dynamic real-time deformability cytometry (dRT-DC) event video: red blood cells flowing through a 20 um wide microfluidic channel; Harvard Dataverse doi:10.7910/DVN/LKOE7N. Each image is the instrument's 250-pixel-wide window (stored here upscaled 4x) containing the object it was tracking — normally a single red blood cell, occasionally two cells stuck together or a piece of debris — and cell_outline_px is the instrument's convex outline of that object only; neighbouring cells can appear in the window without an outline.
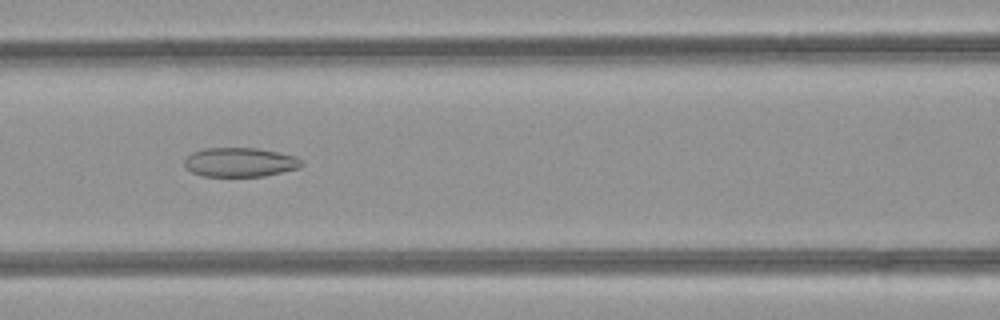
{"species": "common noctule bat (a hibernating species)", "species_latin": "Nyctalus noctula", "temperature_condition": "room temperature", "stored_images_in_passage": 42, "camera_frame_rate_fps": 3000, "um_per_image_px": 0.085, "animal": {"sex": "female", "body_mass_g": 21.9}, "frame": {"image": 1, "passage_image": 15, "time_ms": 4.667, "image_size_px": [1000, 320], "cell_outline_px": [[304, 164], [300, 168], [264, 176], [200, 176], [192, 172], [184, 164], [184, 160], [192, 152], [204, 148], [256, 148], [296, 156]], "centroid_in_image_um": [20.4, 13.79], "position_along_channel_um": 146.2, "area_um2": 19.88}}
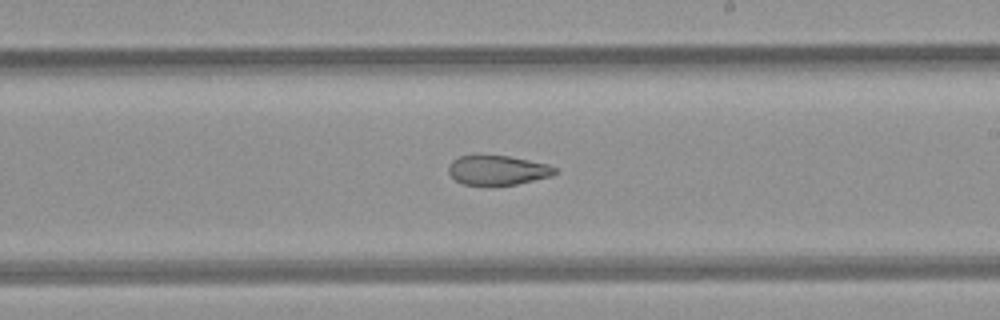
{"frame": {"image": 2, "passage_image": 22, "time_ms": 7.0, "image_size_px": [1000, 320], "cell_outline_px": [[556, 172], [552, 176], [516, 184], [464, 184], [456, 180], [448, 172], [448, 164], [452, 160], [460, 156], [508, 156], [548, 164], [556, 168]], "centroid_in_image_um": [42.3, 14.46], "position_along_channel_um": 246.7, "area_um2": 17.92}}
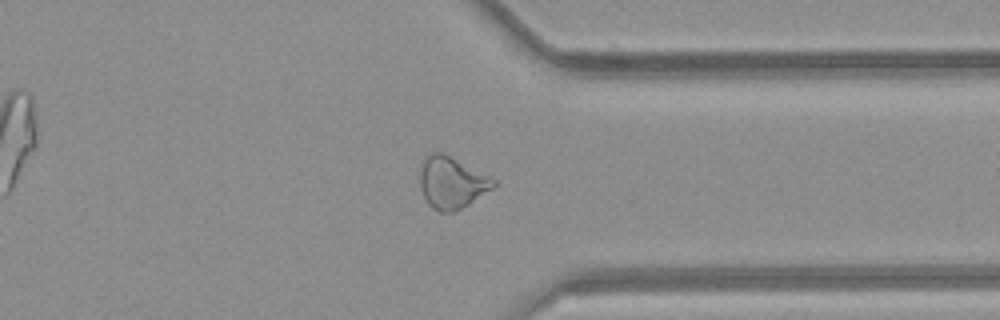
{"frame": {"image": 3, "passage_image": 31, "time_ms": 10.0, "image_size_px": [1000, 320], "cell_outline_px": [[496, 184], [492, 188], [468, 204], [452, 212], [440, 212], [432, 208], [428, 204], [420, 188], [420, 164], [432, 152], [440, 152], [496, 180]], "centroid_in_image_um": [38.35, 15.54], "position_along_channel_um": 373.1, "area_um2": 21.56}, "authors_computed_cell_mechanics": {"area_um2": 22.5709, "velocity_mm_per_s": 4.3101, "shape_relaxation_time_tau1_ms": null, "shape_relaxation_time_tau2_ms": 2.5411, "deformation_change_tau1": null, "deformation_change_tau2": 0.0981}}